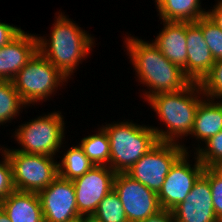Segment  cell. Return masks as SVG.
<instances>
[{
  "label": "cell",
  "instance_id": "obj_23",
  "mask_svg": "<svg viewBox=\"0 0 222 222\" xmlns=\"http://www.w3.org/2000/svg\"><path fill=\"white\" fill-rule=\"evenodd\" d=\"M93 216L101 222H129L121 200L114 190L109 192L98 204Z\"/></svg>",
  "mask_w": 222,
  "mask_h": 222
},
{
  "label": "cell",
  "instance_id": "obj_11",
  "mask_svg": "<svg viewBox=\"0 0 222 222\" xmlns=\"http://www.w3.org/2000/svg\"><path fill=\"white\" fill-rule=\"evenodd\" d=\"M116 172L109 166H94L73 180L77 209L80 216L93 215L98 204L113 190Z\"/></svg>",
  "mask_w": 222,
  "mask_h": 222
},
{
  "label": "cell",
  "instance_id": "obj_4",
  "mask_svg": "<svg viewBox=\"0 0 222 222\" xmlns=\"http://www.w3.org/2000/svg\"><path fill=\"white\" fill-rule=\"evenodd\" d=\"M110 142L109 167L116 173H126L159 141L153 127L132 122L113 123L102 127Z\"/></svg>",
  "mask_w": 222,
  "mask_h": 222
},
{
  "label": "cell",
  "instance_id": "obj_14",
  "mask_svg": "<svg viewBox=\"0 0 222 222\" xmlns=\"http://www.w3.org/2000/svg\"><path fill=\"white\" fill-rule=\"evenodd\" d=\"M187 77L200 83L213 67L215 60L202 33V18L186 22Z\"/></svg>",
  "mask_w": 222,
  "mask_h": 222
},
{
  "label": "cell",
  "instance_id": "obj_21",
  "mask_svg": "<svg viewBox=\"0 0 222 222\" xmlns=\"http://www.w3.org/2000/svg\"><path fill=\"white\" fill-rule=\"evenodd\" d=\"M79 145L94 166H109L110 142L102 127L98 133L82 138Z\"/></svg>",
  "mask_w": 222,
  "mask_h": 222
},
{
  "label": "cell",
  "instance_id": "obj_7",
  "mask_svg": "<svg viewBox=\"0 0 222 222\" xmlns=\"http://www.w3.org/2000/svg\"><path fill=\"white\" fill-rule=\"evenodd\" d=\"M4 151L12 166L13 184L17 191L38 193L58 177V163L51 156L7 148Z\"/></svg>",
  "mask_w": 222,
  "mask_h": 222
},
{
  "label": "cell",
  "instance_id": "obj_10",
  "mask_svg": "<svg viewBox=\"0 0 222 222\" xmlns=\"http://www.w3.org/2000/svg\"><path fill=\"white\" fill-rule=\"evenodd\" d=\"M188 152H185L171 167L165 177L164 183L158 192V201L161 209L172 211L192 190L197 179L204 172V165L195 156L194 167L187 160Z\"/></svg>",
  "mask_w": 222,
  "mask_h": 222
},
{
  "label": "cell",
  "instance_id": "obj_26",
  "mask_svg": "<svg viewBox=\"0 0 222 222\" xmlns=\"http://www.w3.org/2000/svg\"><path fill=\"white\" fill-rule=\"evenodd\" d=\"M202 33L214 60L222 59V31L207 15L202 17Z\"/></svg>",
  "mask_w": 222,
  "mask_h": 222
},
{
  "label": "cell",
  "instance_id": "obj_22",
  "mask_svg": "<svg viewBox=\"0 0 222 222\" xmlns=\"http://www.w3.org/2000/svg\"><path fill=\"white\" fill-rule=\"evenodd\" d=\"M26 107L12 81H0V124L9 122Z\"/></svg>",
  "mask_w": 222,
  "mask_h": 222
},
{
  "label": "cell",
  "instance_id": "obj_31",
  "mask_svg": "<svg viewBox=\"0 0 222 222\" xmlns=\"http://www.w3.org/2000/svg\"><path fill=\"white\" fill-rule=\"evenodd\" d=\"M206 15L216 24L222 31V0L218 1L217 5L208 11Z\"/></svg>",
  "mask_w": 222,
  "mask_h": 222
},
{
  "label": "cell",
  "instance_id": "obj_35",
  "mask_svg": "<svg viewBox=\"0 0 222 222\" xmlns=\"http://www.w3.org/2000/svg\"><path fill=\"white\" fill-rule=\"evenodd\" d=\"M68 222H83V216H80V217L73 219L71 221H68Z\"/></svg>",
  "mask_w": 222,
  "mask_h": 222
},
{
  "label": "cell",
  "instance_id": "obj_6",
  "mask_svg": "<svg viewBox=\"0 0 222 222\" xmlns=\"http://www.w3.org/2000/svg\"><path fill=\"white\" fill-rule=\"evenodd\" d=\"M60 114L59 112L48 113L20 125L14 135L22 148L16 150L26 154L53 157L59 151L65 137L64 121Z\"/></svg>",
  "mask_w": 222,
  "mask_h": 222
},
{
  "label": "cell",
  "instance_id": "obj_12",
  "mask_svg": "<svg viewBox=\"0 0 222 222\" xmlns=\"http://www.w3.org/2000/svg\"><path fill=\"white\" fill-rule=\"evenodd\" d=\"M37 194L44 222H68L80 217L74 184L71 180L58 176L48 187Z\"/></svg>",
  "mask_w": 222,
  "mask_h": 222
},
{
  "label": "cell",
  "instance_id": "obj_34",
  "mask_svg": "<svg viewBox=\"0 0 222 222\" xmlns=\"http://www.w3.org/2000/svg\"><path fill=\"white\" fill-rule=\"evenodd\" d=\"M219 174L222 175V162H219L217 165L213 167Z\"/></svg>",
  "mask_w": 222,
  "mask_h": 222
},
{
  "label": "cell",
  "instance_id": "obj_13",
  "mask_svg": "<svg viewBox=\"0 0 222 222\" xmlns=\"http://www.w3.org/2000/svg\"><path fill=\"white\" fill-rule=\"evenodd\" d=\"M208 178L202 174L190 193L173 210L175 222H220L215 215Z\"/></svg>",
  "mask_w": 222,
  "mask_h": 222
},
{
  "label": "cell",
  "instance_id": "obj_27",
  "mask_svg": "<svg viewBox=\"0 0 222 222\" xmlns=\"http://www.w3.org/2000/svg\"><path fill=\"white\" fill-rule=\"evenodd\" d=\"M203 174L208 178L210 183L215 215L222 222V175L213 167H205Z\"/></svg>",
  "mask_w": 222,
  "mask_h": 222
},
{
  "label": "cell",
  "instance_id": "obj_20",
  "mask_svg": "<svg viewBox=\"0 0 222 222\" xmlns=\"http://www.w3.org/2000/svg\"><path fill=\"white\" fill-rule=\"evenodd\" d=\"M61 161L58 163V176L71 181L83 176L94 167L80 145L72 146Z\"/></svg>",
  "mask_w": 222,
  "mask_h": 222
},
{
  "label": "cell",
  "instance_id": "obj_33",
  "mask_svg": "<svg viewBox=\"0 0 222 222\" xmlns=\"http://www.w3.org/2000/svg\"><path fill=\"white\" fill-rule=\"evenodd\" d=\"M83 222H101V221L95 218L93 215H90V216H83Z\"/></svg>",
  "mask_w": 222,
  "mask_h": 222
},
{
  "label": "cell",
  "instance_id": "obj_19",
  "mask_svg": "<svg viewBox=\"0 0 222 222\" xmlns=\"http://www.w3.org/2000/svg\"><path fill=\"white\" fill-rule=\"evenodd\" d=\"M161 20L168 22H196L206 16L200 0H155Z\"/></svg>",
  "mask_w": 222,
  "mask_h": 222
},
{
  "label": "cell",
  "instance_id": "obj_5",
  "mask_svg": "<svg viewBox=\"0 0 222 222\" xmlns=\"http://www.w3.org/2000/svg\"><path fill=\"white\" fill-rule=\"evenodd\" d=\"M67 79L47 58L37 52L12 82L22 101L28 105L48 99L61 82L63 84Z\"/></svg>",
  "mask_w": 222,
  "mask_h": 222
},
{
  "label": "cell",
  "instance_id": "obj_29",
  "mask_svg": "<svg viewBox=\"0 0 222 222\" xmlns=\"http://www.w3.org/2000/svg\"><path fill=\"white\" fill-rule=\"evenodd\" d=\"M21 31V28L0 22V48L9 43Z\"/></svg>",
  "mask_w": 222,
  "mask_h": 222
},
{
  "label": "cell",
  "instance_id": "obj_25",
  "mask_svg": "<svg viewBox=\"0 0 222 222\" xmlns=\"http://www.w3.org/2000/svg\"><path fill=\"white\" fill-rule=\"evenodd\" d=\"M199 84L206 98L212 100L222 98V59L215 61L209 73Z\"/></svg>",
  "mask_w": 222,
  "mask_h": 222
},
{
  "label": "cell",
  "instance_id": "obj_8",
  "mask_svg": "<svg viewBox=\"0 0 222 222\" xmlns=\"http://www.w3.org/2000/svg\"><path fill=\"white\" fill-rule=\"evenodd\" d=\"M185 152L187 148L180 143L159 141L126 174L158 194L171 167Z\"/></svg>",
  "mask_w": 222,
  "mask_h": 222
},
{
  "label": "cell",
  "instance_id": "obj_2",
  "mask_svg": "<svg viewBox=\"0 0 222 222\" xmlns=\"http://www.w3.org/2000/svg\"><path fill=\"white\" fill-rule=\"evenodd\" d=\"M199 93L204 94L200 84L192 82L185 89L158 93L147 99L168 128L166 131L153 128L158 141L178 143L176 140L179 136L191 134L198 105L205 98L197 96Z\"/></svg>",
  "mask_w": 222,
  "mask_h": 222
},
{
  "label": "cell",
  "instance_id": "obj_15",
  "mask_svg": "<svg viewBox=\"0 0 222 222\" xmlns=\"http://www.w3.org/2000/svg\"><path fill=\"white\" fill-rule=\"evenodd\" d=\"M38 52L37 36L23 30L0 48V81H12Z\"/></svg>",
  "mask_w": 222,
  "mask_h": 222
},
{
  "label": "cell",
  "instance_id": "obj_1",
  "mask_svg": "<svg viewBox=\"0 0 222 222\" xmlns=\"http://www.w3.org/2000/svg\"><path fill=\"white\" fill-rule=\"evenodd\" d=\"M125 43L138 79L150 87L145 99L158 93L185 89L192 83L184 70L169 61L153 42L127 37Z\"/></svg>",
  "mask_w": 222,
  "mask_h": 222
},
{
  "label": "cell",
  "instance_id": "obj_30",
  "mask_svg": "<svg viewBox=\"0 0 222 222\" xmlns=\"http://www.w3.org/2000/svg\"><path fill=\"white\" fill-rule=\"evenodd\" d=\"M141 222H174V216L172 211L162 209L157 214Z\"/></svg>",
  "mask_w": 222,
  "mask_h": 222
},
{
  "label": "cell",
  "instance_id": "obj_9",
  "mask_svg": "<svg viewBox=\"0 0 222 222\" xmlns=\"http://www.w3.org/2000/svg\"><path fill=\"white\" fill-rule=\"evenodd\" d=\"M113 190L121 200L129 222L144 221L162 210L157 193L126 173H116Z\"/></svg>",
  "mask_w": 222,
  "mask_h": 222
},
{
  "label": "cell",
  "instance_id": "obj_24",
  "mask_svg": "<svg viewBox=\"0 0 222 222\" xmlns=\"http://www.w3.org/2000/svg\"><path fill=\"white\" fill-rule=\"evenodd\" d=\"M203 149L196 148V155L204 167H214L222 162V130L216 135L211 136Z\"/></svg>",
  "mask_w": 222,
  "mask_h": 222
},
{
  "label": "cell",
  "instance_id": "obj_17",
  "mask_svg": "<svg viewBox=\"0 0 222 222\" xmlns=\"http://www.w3.org/2000/svg\"><path fill=\"white\" fill-rule=\"evenodd\" d=\"M0 207L8 215L10 222H44L39 196L36 192L13 191Z\"/></svg>",
  "mask_w": 222,
  "mask_h": 222
},
{
  "label": "cell",
  "instance_id": "obj_16",
  "mask_svg": "<svg viewBox=\"0 0 222 222\" xmlns=\"http://www.w3.org/2000/svg\"><path fill=\"white\" fill-rule=\"evenodd\" d=\"M164 28L154 40L161 53L187 76L186 22L164 21Z\"/></svg>",
  "mask_w": 222,
  "mask_h": 222
},
{
  "label": "cell",
  "instance_id": "obj_3",
  "mask_svg": "<svg viewBox=\"0 0 222 222\" xmlns=\"http://www.w3.org/2000/svg\"><path fill=\"white\" fill-rule=\"evenodd\" d=\"M53 25L49 40L37 36L38 52L70 77L79 61L90 53L94 39L62 13Z\"/></svg>",
  "mask_w": 222,
  "mask_h": 222
},
{
  "label": "cell",
  "instance_id": "obj_28",
  "mask_svg": "<svg viewBox=\"0 0 222 222\" xmlns=\"http://www.w3.org/2000/svg\"><path fill=\"white\" fill-rule=\"evenodd\" d=\"M4 158L0 162V202H2L10 193L15 191L13 184L12 166L7 154L2 150Z\"/></svg>",
  "mask_w": 222,
  "mask_h": 222
},
{
  "label": "cell",
  "instance_id": "obj_32",
  "mask_svg": "<svg viewBox=\"0 0 222 222\" xmlns=\"http://www.w3.org/2000/svg\"><path fill=\"white\" fill-rule=\"evenodd\" d=\"M0 222H10L8 215L1 207H0Z\"/></svg>",
  "mask_w": 222,
  "mask_h": 222
},
{
  "label": "cell",
  "instance_id": "obj_18",
  "mask_svg": "<svg viewBox=\"0 0 222 222\" xmlns=\"http://www.w3.org/2000/svg\"><path fill=\"white\" fill-rule=\"evenodd\" d=\"M202 99L198 105L191 135L196 139L207 140L222 130V101Z\"/></svg>",
  "mask_w": 222,
  "mask_h": 222
}]
</instances>
